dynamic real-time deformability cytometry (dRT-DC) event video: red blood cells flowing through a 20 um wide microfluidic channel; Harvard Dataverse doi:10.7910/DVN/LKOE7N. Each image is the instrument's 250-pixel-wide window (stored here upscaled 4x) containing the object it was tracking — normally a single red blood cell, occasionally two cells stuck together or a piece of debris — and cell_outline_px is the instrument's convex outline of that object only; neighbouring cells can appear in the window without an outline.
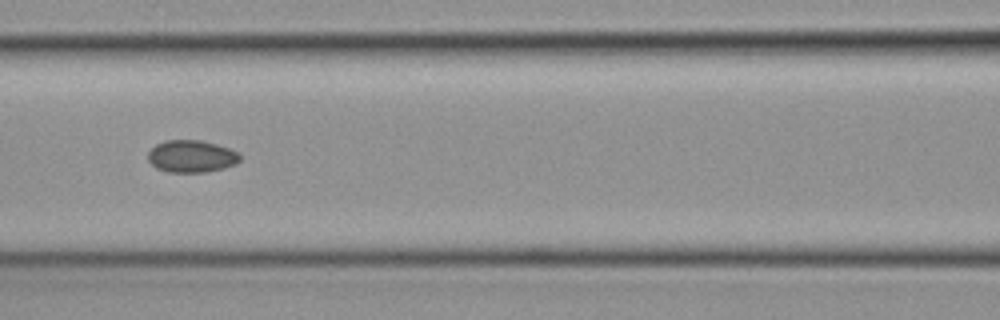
{"species": "common noctule bat (a hibernating species)", "species_latin": "Nyctalus noctula", "temperature_condition": "cold", "stored_images_in_passage": 20, "camera_frame_rate_fps": 3000, "um_per_image_px": 0.085, "animal": {"sex": "female", "body_mass_g": 19.3, "forearm_length_mm": 54.1}, "frame": {"image": 1, "passage_image": 6, "time_ms": 1.667, "image_size_px": [1000, 320], "cell_outline_px": [[240, 160], [236, 164], [224, 168], [204, 172], [168, 172], [156, 168], [148, 160], [148, 152], [156, 144], [168, 140], [200, 140], [216, 144], [228, 148], [236, 152], [240, 156]], "centroid_in_image_um": [16.26, 13.29], "position_along_channel_um": 150.3, "area_um2": 17.17}}